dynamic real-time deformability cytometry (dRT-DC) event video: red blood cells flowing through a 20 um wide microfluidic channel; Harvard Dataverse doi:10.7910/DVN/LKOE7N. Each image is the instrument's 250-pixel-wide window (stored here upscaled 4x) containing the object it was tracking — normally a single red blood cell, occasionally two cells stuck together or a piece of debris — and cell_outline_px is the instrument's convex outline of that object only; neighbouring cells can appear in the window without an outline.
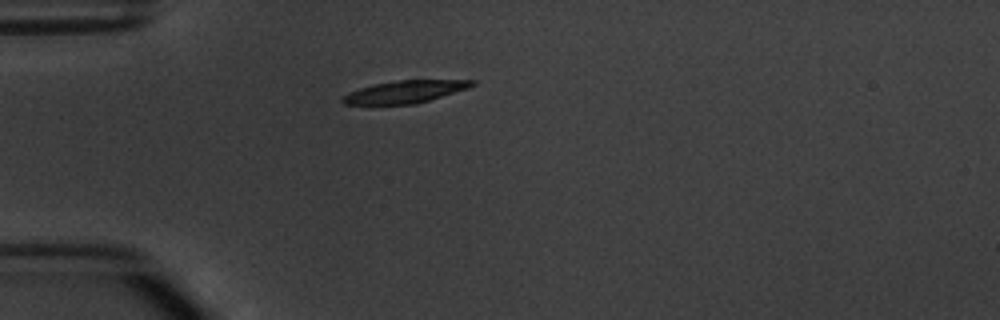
{"species": "common noctule bat (a hibernating species)", "species_latin": "Nyctalus noctula", "temperature_condition": "warm", "stored_images_in_passage": 1, "camera_frame_rate_fps": 3000, "um_per_image_px": 0.085, "animal": {"sex": "male", "body_mass_g": 20.1, "forearm_length_mm": 53.5}, "frame": {"image": 1, "passage_image": 1, "time_ms": 0.0, "image_size_px": [1000, 320], "cell_outline_px": [[476, 84], [468, 88], [416, 104], [344, 104], [340, 100], [344, 96], [360, 88], [372, 84], [396, 80], [476, 80]], "centroid_in_image_um": [34.45, 7.79], "position_along_channel_um": 50.6, "area_um2": 16.7}}